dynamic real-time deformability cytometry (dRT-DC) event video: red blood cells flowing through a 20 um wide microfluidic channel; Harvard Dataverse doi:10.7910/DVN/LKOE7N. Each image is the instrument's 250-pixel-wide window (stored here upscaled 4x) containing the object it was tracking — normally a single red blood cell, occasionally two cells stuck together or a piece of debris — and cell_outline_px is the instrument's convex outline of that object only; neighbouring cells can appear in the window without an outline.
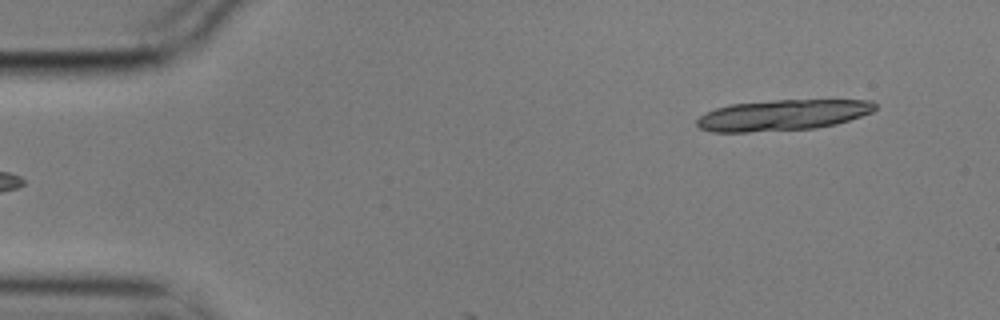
{"species": "common noctule bat (a hibernating species)", "species_latin": "Nyctalus noctula", "temperature_condition": "cold", "stored_images_in_passage": 3, "camera_frame_rate_fps": 3000, "um_per_image_px": 0.085, "animal": {"sex": "male", "body_mass_g": 17.9}, "frame": {"image": 1, "passage_image": 3, "time_ms": 0.667, "image_size_px": [1000, 320], "cell_outline_px": [[876, 108], [872, 112], [836, 124], [816, 128], [748, 132], [712, 132], [700, 128], [696, 124], [696, 120], [704, 112], [716, 108], [732, 104], [772, 100], [872, 100], [876, 104]], "centroid_in_image_um": [66.5, 9.78], "position_along_channel_um": 18.5, "area_um2": 32.02}}